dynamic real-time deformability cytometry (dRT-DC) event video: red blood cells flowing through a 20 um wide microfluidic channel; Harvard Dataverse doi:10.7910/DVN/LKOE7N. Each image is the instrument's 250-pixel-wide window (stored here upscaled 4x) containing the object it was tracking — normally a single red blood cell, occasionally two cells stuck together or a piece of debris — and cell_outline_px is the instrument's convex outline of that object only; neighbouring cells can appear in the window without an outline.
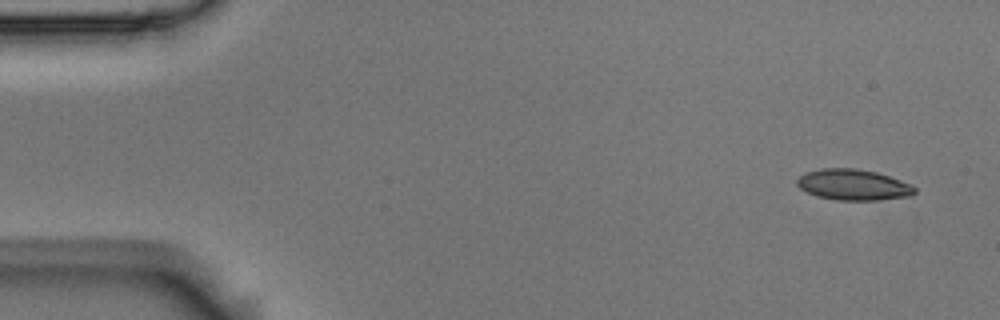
{"species": "Egyptian fruit bat (a non-hibernating species)", "species_latin": "Rousettus aegyptiacus", "temperature_condition": "room temperature", "stored_images_in_passage": 6, "camera_frame_rate_fps": 3000, "um_per_image_px": 0.085, "animal": {"sex": "male"}, "frame": {"image": 1, "passage_image": 1, "time_ms": 0.0, "image_size_px": [1000, 320], "cell_outline_px": [[916, 192], [912, 196], [876, 200], [836, 200], [816, 196], [800, 188], [796, 184], [796, 180], [804, 172], [820, 168], [856, 168], [876, 172], [912, 184], [916, 188]], "centroid_in_image_um": [72.52, 15.7], "position_along_channel_um": 12.5, "area_um2": 21.33}}
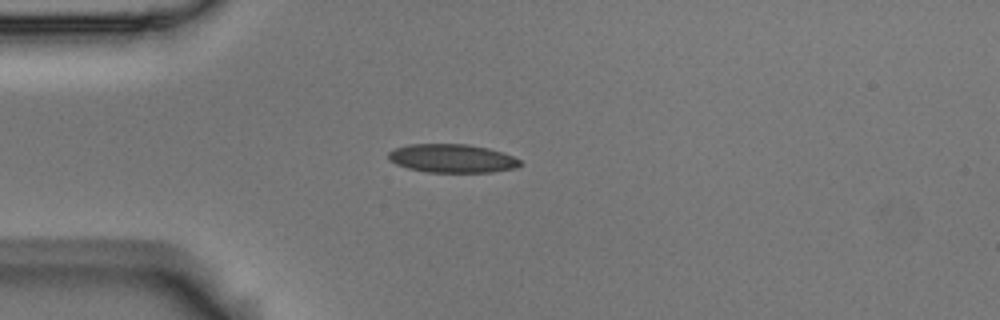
{"frame": {"image": 2, "passage_image": 4, "time_ms": 1.0, "image_size_px": [1000, 320], "cell_outline_px": [[520, 164], [516, 168], [492, 172], [424, 172], [408, 168], [396, 164], [388, 160], [388, 152], [396, 148], [408, 144], [468, 144], [488, 148], [512, 156], [520, 160]], "centroid_in_image_um": [38.39, 13.46], "position_along_channel_um": 46.6, "area_um2": 21.85}}
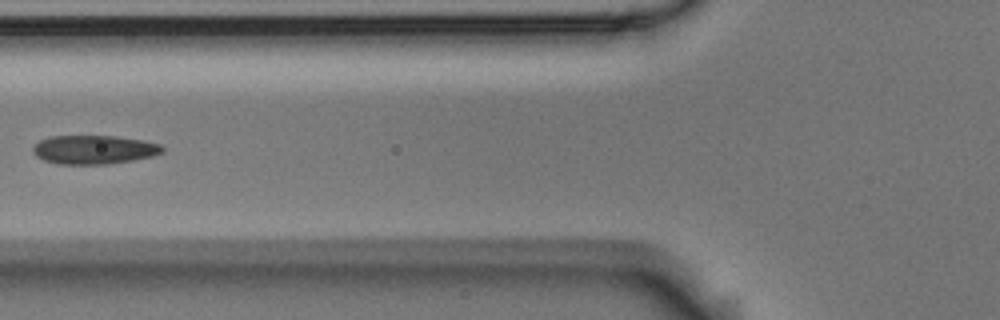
{"frame": {"image": 3, "passage_image": 6, "time_ms": 1.667, "image_size_px": [1000, 320], "cell_outline_px": [[164, 152], [152, 156], [132, 160], [108, 164], [56, 164], [44, 160], [36, 156], [32, 152], [32, 148], [40, 140], [52, 136], [116, 136], [144, 140], [160, 144], [164, 148]], "centroid_in_image_um": [7.99, 12.72], "position_along_channel_um": 117.8, "area_um2": 21.79}}